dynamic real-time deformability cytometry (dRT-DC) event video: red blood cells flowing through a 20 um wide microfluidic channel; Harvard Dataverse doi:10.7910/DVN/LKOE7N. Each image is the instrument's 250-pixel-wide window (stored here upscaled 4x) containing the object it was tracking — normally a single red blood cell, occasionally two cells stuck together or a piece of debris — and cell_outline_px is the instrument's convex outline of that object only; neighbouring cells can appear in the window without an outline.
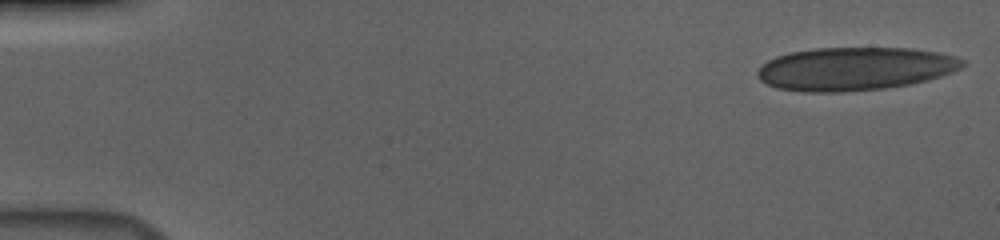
{"species": "human", "species_latin": "Homo sapiens", "temperature_condition": "cold", "stored_images_in_passage": 55, "camera_frame_rate_fps": 3000, "um_per_image_px": 0.085, "donor": {"sex": "male"}, "frame": {"image": 1, "passage_image": 1, "time_ms": 0.0, "image_size_px": [1000, 240], "cell_outline_px": [[964, 68], [928, 80], [908, 84], [884, 88], [840, 92], [804, 92], [776, 88], [760, 80], [756, 76], [756, 72], [768, 60], [776, 56], [792, 52], [816, 48], [912, 48], [940, 52], [964, 60]], "centroid_in_image_um": [72.67, 5.84], "position_along_channel_um": 12.3, "area_um2": 51.62}}
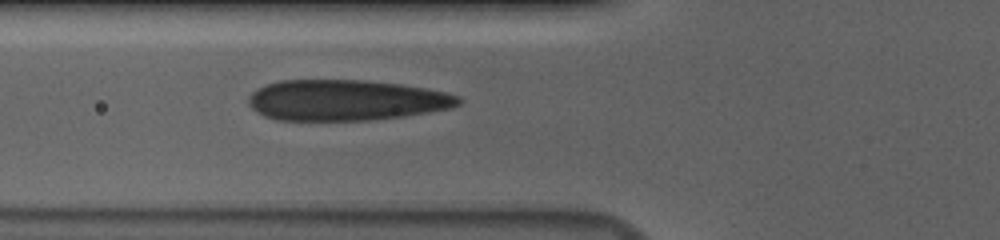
{"frame": {"image": 2, "passage_image": 20, "time_ms": 6.333, "image_size_px": [1000, 240], "cell_outline_px": [[464, 100], [460, 104], [452, 108], [404, 116], [368, 120], [276, 120], [264, 116], [256, 112], [248, 104], [248, 96], [256, 88], [280, 80], [368, 80], [400, 84], [448, 92], [460, 96]], "centroid_in_image_um": [29.42, 8.51], "position_along_channel_um": 96.4, "area_um2": 50.23}}
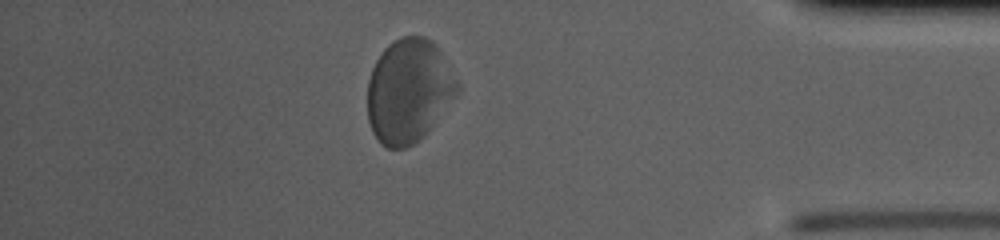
{"frame": {"image": 3, "passage_image": 48, "time_ms": 15.667, "image_size_px": [1000, 240], "cell_outline_px": [[460, 92], [428, 132], [420, 140], [404, 148], [388, 148], [380, 144], [372, 132], [368, 120], [368, 80], [372, 68], [376, 60], [384, 48], [392, 40], [400, 36], [424, 36], [432, 40], [436, 44], [460, 84]], "centroid_in_image_um": [34.76, 7.72], "position_along_channel_um": 400.4, "area_um2": 54.97}}